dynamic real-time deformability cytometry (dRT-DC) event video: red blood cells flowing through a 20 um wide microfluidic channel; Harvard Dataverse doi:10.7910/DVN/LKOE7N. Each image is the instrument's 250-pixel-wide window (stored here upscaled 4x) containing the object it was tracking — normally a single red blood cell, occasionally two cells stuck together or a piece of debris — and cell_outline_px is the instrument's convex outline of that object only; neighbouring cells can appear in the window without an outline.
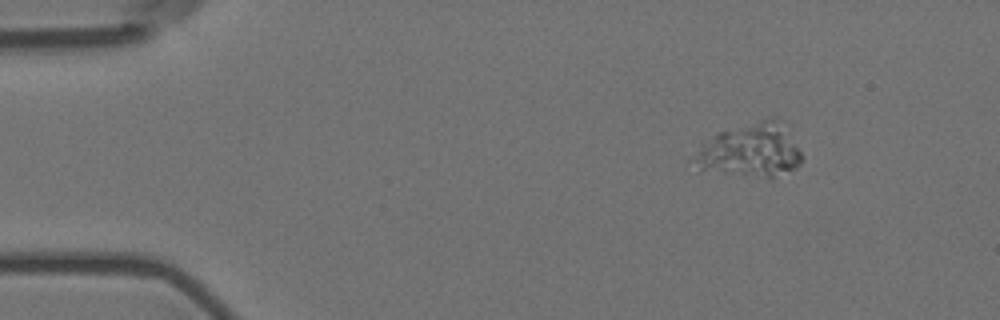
{"species": "Egyptian fruit bat (a non-hibernating species)", "species_latin": "Rousettus aegyptiacus", "temperature_condition": "room temperature", "stored_images_in_passage": 10, "camera_frame_rate_fps": 3000, "um_per_image_px": 0.085, "animal": {"sex": "female"}, "frame": {"image": 1, "passage_image": 1, "time_ms": 0.0, "image_size_px": [1000, 320], "cell_outline_px": [[800, 164], [796, 168], [772, 180], [768, 180], [744, 176], [700, 168], [696, 160], [696, 156], [700, 144], [716, 132], [768, 116], [772, 116], [776, 120], [800, 152]], "centroid_in_image_um": [63.79, 12.8], "position_along_channel_um": 21.2, "area_um2": 33.23}}